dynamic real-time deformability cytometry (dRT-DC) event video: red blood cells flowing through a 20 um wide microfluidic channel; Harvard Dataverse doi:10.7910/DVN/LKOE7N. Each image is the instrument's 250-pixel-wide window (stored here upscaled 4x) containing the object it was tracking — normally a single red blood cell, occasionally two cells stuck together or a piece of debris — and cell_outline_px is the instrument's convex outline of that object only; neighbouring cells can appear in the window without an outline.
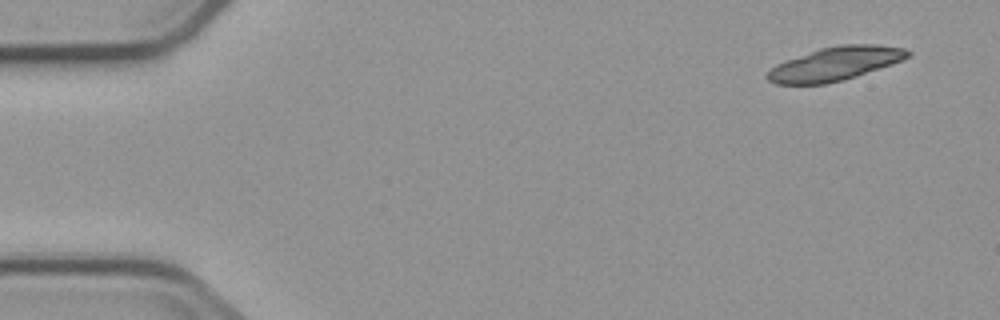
{"species": "common noctule bat (a hibernating species)", "species_latin": "Nyctalus noctula", "temperature_condition": "cold", "stored_images_in_passage": 4, "camera_frame_rate_fps": 3000, "um_per_image_px": 0.085, "animal": {"sex": "male", "body_mass_g": 23.1, "forearm_length_mm": 52.7}, "frame": {"image": 1, "passage_image": 1, "time_ms": 0.0, "image_size_px": [1000, 320], "cell_outline_px": [[912, 52], [904, 60], [844, 80], [824, 84], [776, 84], [768, 80], [764, 76], [776, 64], [820, 48], [840, 44], [880, 44], [904, 48]], "centroid_in_image_um": [71.01, 5.41], "position_along_channel_um": 14.0, "area_um2": 27.46}}